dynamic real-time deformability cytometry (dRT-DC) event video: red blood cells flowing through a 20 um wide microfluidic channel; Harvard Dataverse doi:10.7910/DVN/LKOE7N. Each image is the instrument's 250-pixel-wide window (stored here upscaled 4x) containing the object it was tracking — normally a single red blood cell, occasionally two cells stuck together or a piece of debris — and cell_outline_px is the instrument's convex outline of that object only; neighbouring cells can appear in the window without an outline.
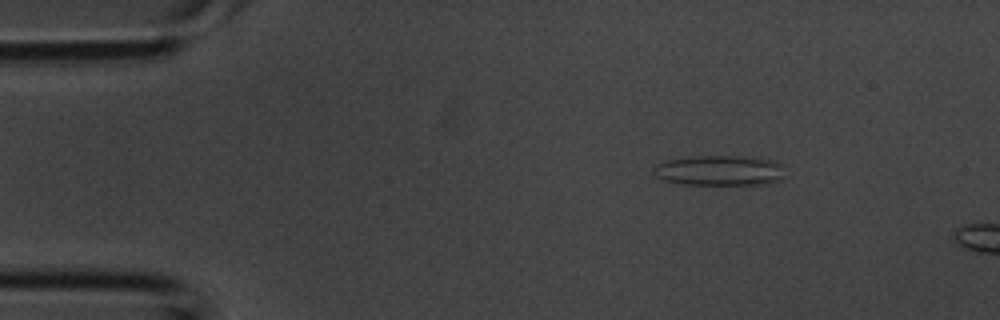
{"species": "common noctule bat (a hibernating species)", "species_latin": "Nyctalus noctula", "temperature_condition": "room temperature", "stored_images_in_passage": 2, "segment_of_instrument_passage": [1, 2], "camera_frame_rate_fps": 3000, "um_per_image_px": 0.085, "animal": {"sex": "male", "body_mass_g": 20.1, "forearm_length_mm": 53.5}, "frame": {"image": 1, "passage_image": 1, "time_ms": 0.0, "image_size_px": [1000, 320], "cell_outline_px": [[784, 176], [780, 180], [764, 184], [684, 184], [664, 180], [656, 176], [652, 172], [652, 168], [656, 164], [664, 160], [696, 156], [736, 156], [768, 160], [784, 164]], "centroid_in_image_um": [61.13, 14.49], "position_along_channel_um": 23.9, "area_um2": 23.12}}